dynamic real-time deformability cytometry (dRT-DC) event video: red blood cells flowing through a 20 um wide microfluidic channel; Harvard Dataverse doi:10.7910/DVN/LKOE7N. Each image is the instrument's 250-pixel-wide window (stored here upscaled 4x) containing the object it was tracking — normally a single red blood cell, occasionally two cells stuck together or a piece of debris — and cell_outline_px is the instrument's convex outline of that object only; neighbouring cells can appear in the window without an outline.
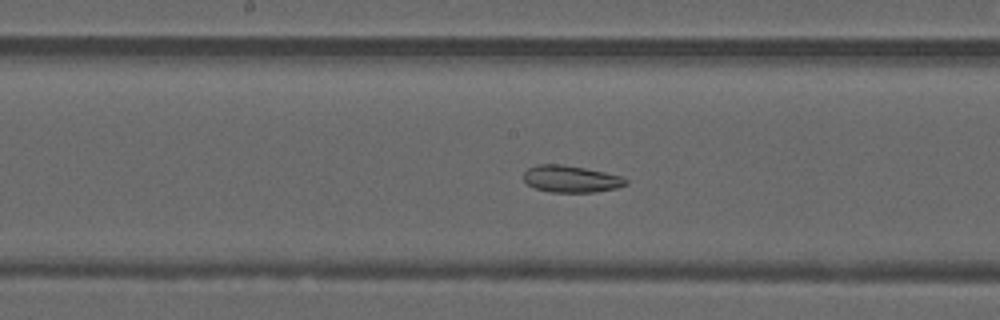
{"species": "common noctule bat (a hibernating species)", "species_latin": "Nyctalus noctula", "temperature_condition": "warm", "stored_images_in_passage": 47, "camera_frame_rate_fps": 3000, "um_per_image_px": 0.085, "animal": {"sex": "male", "forearm_length_mm": 52.5}, "frame": {"image": 1, "passage_image": 24, "time_ms": 7.667, "image_size_px": [1000, 320], "cell_outline_px": [[628, 184], [616, 188], [596, 192], [552, 192], [532, 188], [524, 180], [524, 172], [528, 168], [536, 164], [560, 164], [584, 168], [604, 172], [620, 176], [628, 180]], "centroid_in_image_um": [48.51, 15.21], "position_along_channel_um": 199.7, "area_um2": 16.01}}
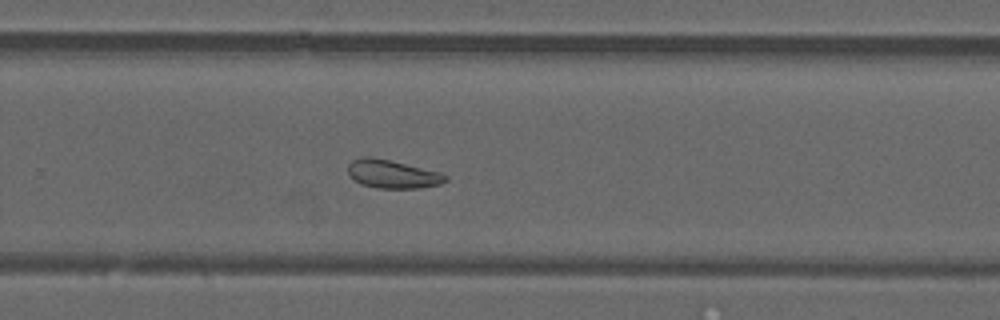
{"frame": {"image": 2, "passage_image": 31, "time_ms": 10.0, "image_size_px": [1000, 320], "cell_outline_px": [[448, 180], [440, 184], [420, 188], [376, 188], [360, 184], [352, 180], [348, 172], [348, 164], [352, 160], [360, 156], [368, 156], [388, 160], [440, 172], [448, 176]], "centroid_in_image_um": [33.32, 14.8], "position_along_channel_um": 296.5, "area_um2": 16.18}}
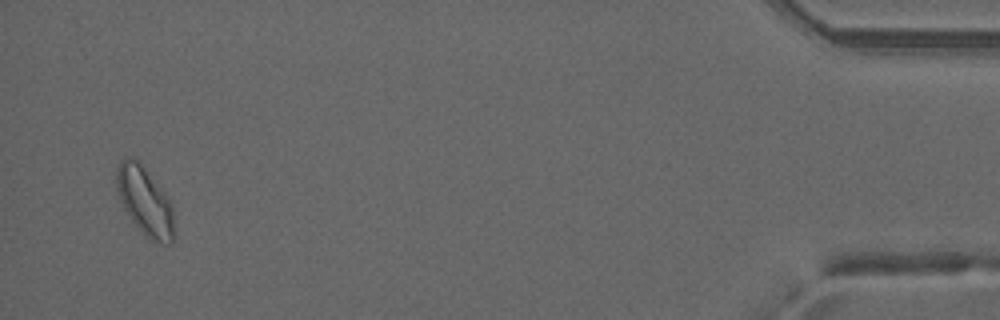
{"frame": {"image": 3, "passage_image": 46, "time_ms": 15.0, "image_size_px": [1000, 320], "cell_outline_px": [[176, 236], [172, 244], [168, 244], [148, 240], [144, 236], [132, 220], [124, 208], [120, 200], [116, 188], [116, 168], [120, 160], [124, 156], [136, 156], [140, 160], [172, 200]], "centroid_in_image_um": [12.36, 17.07], "position_along_channel_um": 422.8, "area_um2": 24.16}, "authors_computed_cell_mechanics": {"area_um2": 19.074, "velocity_mm_per_s": 4.1698, "shape_relaxation_time_tau1_ms": null, "shape_relaxation_time_tau2_ms": 3.1613, "deformation_change_tau1": null, "deformation_change_tau2": 0.0943}}